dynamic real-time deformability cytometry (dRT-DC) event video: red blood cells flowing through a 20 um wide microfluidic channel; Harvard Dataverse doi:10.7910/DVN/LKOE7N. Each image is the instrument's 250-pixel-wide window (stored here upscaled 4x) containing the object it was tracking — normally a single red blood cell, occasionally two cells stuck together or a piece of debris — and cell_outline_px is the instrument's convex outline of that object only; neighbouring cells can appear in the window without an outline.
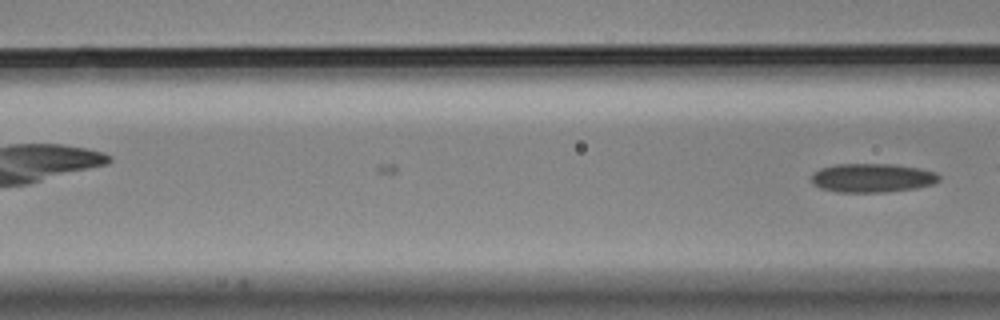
{"species": "Egyptian fruit bat (a non-hibernating species)", "species_latin": "Rousettus aegyptiacus", "temperature_condition": "cold", "stored_images_in_passage": 14, "camera_frame_rate_fps": 3000, "um_per_image_px": 0.085, "animal": {"sex": "male"}, "frame": {"image": 1, "passage_image": 14, "time_ms": 4.333, "image_size_px": [1000, 320], "cell_outline_px": [[940, 180], [932, 184], [916, 188], [884, 192], [836, 192], [820, 188], [812, 184], [812, 172], [820, 168], [836, 164], [892, 164], [920, 168], [936, 172], [940, 176]], "centroid_in_image_um": [74.12, 15.12], "position_along_channel_um": 92.5, "area_um2": 21.62}}